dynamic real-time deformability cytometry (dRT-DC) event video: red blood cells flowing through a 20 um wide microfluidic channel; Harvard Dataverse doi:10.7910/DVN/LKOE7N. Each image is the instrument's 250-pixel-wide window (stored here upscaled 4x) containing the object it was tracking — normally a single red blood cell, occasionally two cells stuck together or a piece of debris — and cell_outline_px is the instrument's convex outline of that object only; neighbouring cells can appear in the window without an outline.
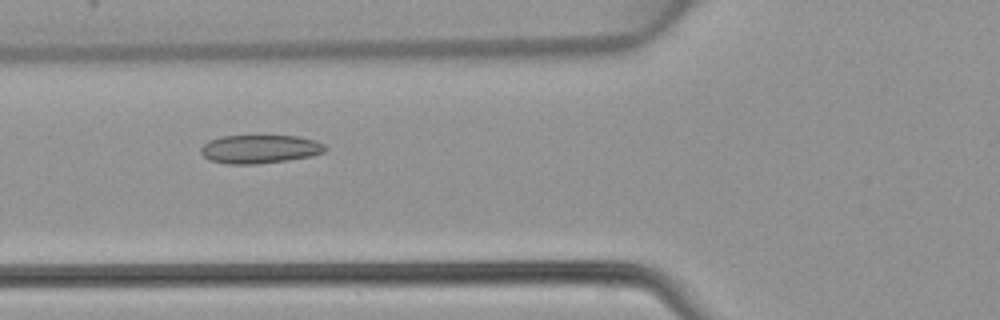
{"species": "common noctule bat (a hibernating species)", "species_latin": "Nyctalus noctula", "temperature_condition": "warm", "stored_images_in_passage": 47, "camera_frame_rate_fps": 3000, "um_per_image_px": 0.085, "animal": {"sex": "female", "body_mass_g": 22.7, "forearm_length_mm": 54.2}, "frame": {"image": 1, "passage_image": 18, "time_ms": 5.667, "image_size_px": [1000, 320], "cell_outline_px": [[328, 148], [324, 152], [312, 156], [288, 160], [256, 164], [228, 164], [208, 160], [200, 152], [200, 148], [208, 140], [220, 136], [296, 136], [316, 140], [324, 144]], "centroid_in_image_um": [22.08, 12.67], "position_along_channel_um": 103.7, "area_um2": 20.81}}
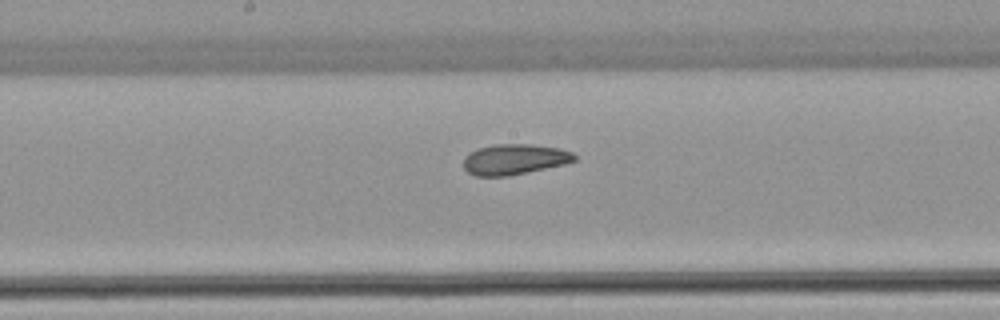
{"frame": {"image": 2, "passage_image": 25, "time_ms": 8.0, "image_size_px": [1000, 320], "cell_outline_px": [[576, 160], [564, 164], [508, 176], [476, 176], [468, 172], [464, 168], [464, 156], [476, 148], [496, 144], [532, 144], [560, 148], [572, 152], [576, 156]], "centroid_in_image_um": [43.71, 13.53], "position_along_channel_um": 204.5, "area_um2": 19.77}}
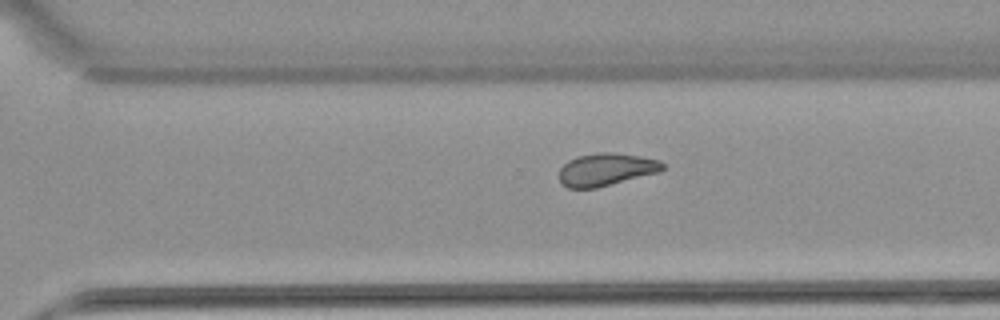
{"frame": {"image": 3, "passage_image": 33, "time_ms": 10.667, "image_size_px": [1000, 320], "cell_outline_px": [[664, 168], [660, 172], [596, 188], [568, 188], [560, 184], [560, 168], [568, 160], [580, 156], [600, 152], [616, 152], [640, 156], [660, 160], [664, 164]], "centroid_in_image_um": [51.53, 14.41], "position_along_channel_um": 319.1, "area_um2": 19.71}}